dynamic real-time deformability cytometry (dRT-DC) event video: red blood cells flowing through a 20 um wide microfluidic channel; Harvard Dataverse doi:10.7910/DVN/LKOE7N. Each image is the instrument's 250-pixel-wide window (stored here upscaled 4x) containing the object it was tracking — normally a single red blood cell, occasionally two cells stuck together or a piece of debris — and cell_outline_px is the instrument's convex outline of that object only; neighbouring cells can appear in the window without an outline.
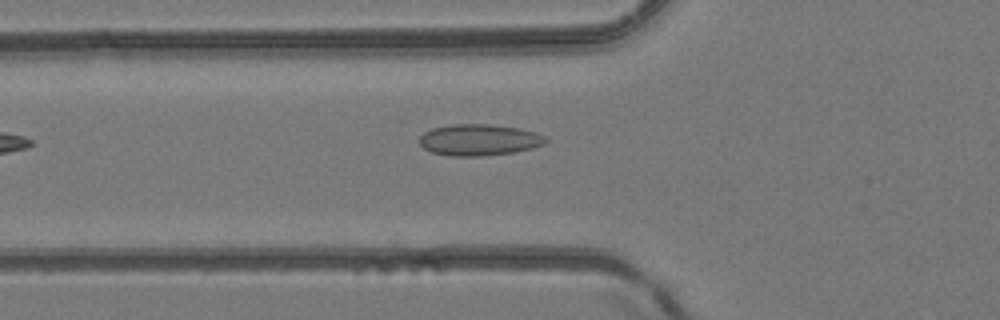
{"species": "common noctule bat (a hibernating species)", "species_latin": "Nyctalus noctula", "temperature_condition": "room temperature", "stored_images_in_passage": 3, "camera_frame_rate_fps": 3000, "um_per_image_px": 0.085, "animal": {"sex": "female", "body_mass_g": 24.6, "forearm_length_mm": 56.2}, "frame": {"image": 1, "passage_image": 3, "time_ms": 0.667, "image_size_px": [1000, 320], "cell_outline_px": [[548, 140], [544, 144], [532, 148], [512, 152], [480, 156], [448, 156], [432, 152], [424, 148], [420, 144], [420, 136], [424, 132], [432, 128], [452, 124], [488, 124], [516, 128], [532, 132], [544, 136]], "centroid_in_image_um": [40.67, 11.89], "position_along_channel_um": 85.1, "area_um2": 22.83}}